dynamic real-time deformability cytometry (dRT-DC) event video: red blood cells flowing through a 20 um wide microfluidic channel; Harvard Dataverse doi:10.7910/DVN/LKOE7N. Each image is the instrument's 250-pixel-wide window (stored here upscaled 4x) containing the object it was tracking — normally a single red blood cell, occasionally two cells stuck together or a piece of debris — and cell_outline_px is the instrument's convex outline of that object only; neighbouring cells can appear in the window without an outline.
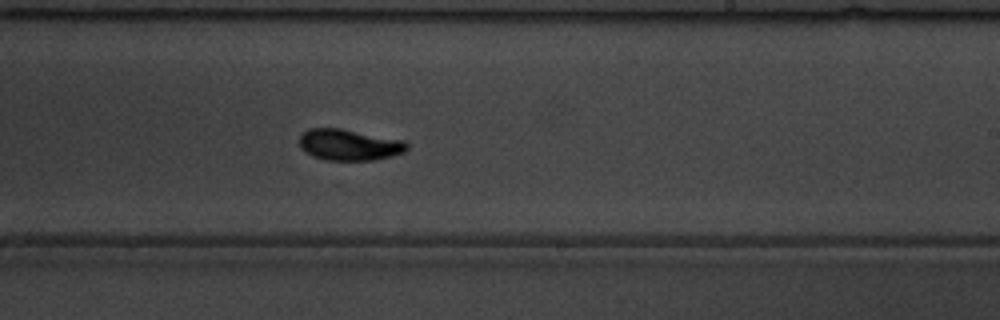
{"species": "common noctule bat (a hibernating species)", "species_latin": "Nyctalus noctula", "temperature_condition": "warm", "stored_images_in_passage": 57, "camera_frame_rate_fps": 3000, "um_per_image_px": 0.085, "animal": {"sex": "male", "body_mass_g": 19.5, "forearm_length_mm": 54.6}, "frame": {"image": 1, "passage_image": 36, "time_ms": 11.667, "image_size_px": [1000, 320], "cell_outline_px": [[408, 148], [404, 152], [392, 156], [372, 160], [328, 160], [312, 156], [304, 152], [300, 144], [300, 136], [308, 128], [340, 128], [404, 140], [408, 144]], "centroid_in_image_um": [29.68, 12.3], "position_along_channel_um": 259.3, "area_um2": 19.54}}
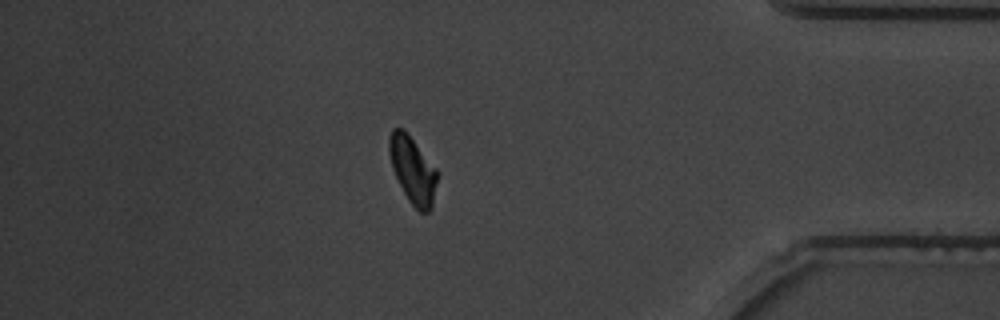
{"frame": {"image": 2, "passage_image": 50, "time_ms": 16.333, "image_size_px": [1000, 320], "cell_outline_px": [[436, 180], [432, 208], [428, 212], [420, 212], [408, 200], [392, 168], [388, 152], [388, 136], [392, 128], [404, 128], [436, 168]], "centroid_in_image_um": [35.04, 14.4], "position_along_channel_um": 400.2, "area_um2": 18.55}, "authors_computed_cell_mechanics": {"area_um2": 18.6116, "velocity_mm_per_s": 3.6647, "shape_relaxation_time_tau1_ms": 2.5986, "shape_relaxation_time_tau2_ms": 5.5546, "deformation_change_tau1": 0.1571, "deformation_change_tau2": 0.0388}}